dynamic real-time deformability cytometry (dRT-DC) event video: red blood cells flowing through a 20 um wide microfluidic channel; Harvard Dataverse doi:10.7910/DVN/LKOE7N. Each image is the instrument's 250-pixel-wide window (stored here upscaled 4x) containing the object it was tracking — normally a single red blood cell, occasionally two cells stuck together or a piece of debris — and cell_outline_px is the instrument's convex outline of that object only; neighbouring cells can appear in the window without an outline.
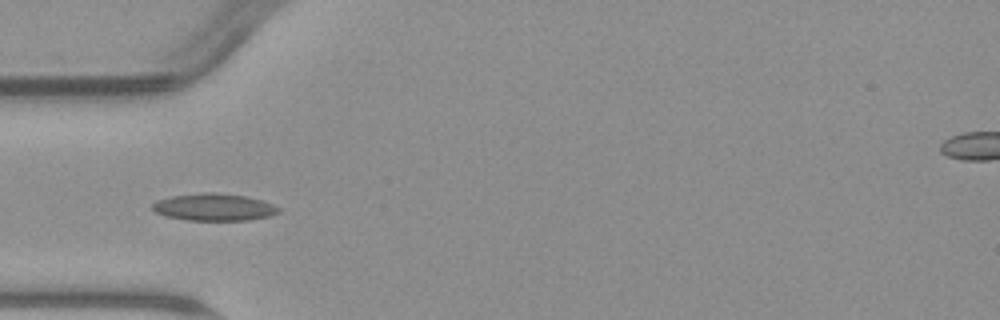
{"species": "common noctule bat (a hibernating species)", "species_latin": "Nyctalus noctula", "temperature_condition": "warm", "stored_images_in_passage": 5, "camera_frame_rate_fps": 3000, "um_per_image_px": 0.085, "animal": {"sex": "male", "body_mass_g": 23.1, "forearm_length_mm": 52.7}, "frame": {"image": 1, "passage_image": 4, "time_ms": 3.667, "image_size_px": [1000, 320], "cell_outline_px": [[280, 212], [268, 216], [248, 220], [188, 220], [168, 216], [156, 212], [152, 208], [152, 204], [156, 200], [172, 196], [204, 192], [216, 192], [248, 196], [272, 204], [280, 208]], "centroid_in_image_um": [18.2, 17.59], "position_along_channel_um": 66.8, "area_um2": 19.88}}